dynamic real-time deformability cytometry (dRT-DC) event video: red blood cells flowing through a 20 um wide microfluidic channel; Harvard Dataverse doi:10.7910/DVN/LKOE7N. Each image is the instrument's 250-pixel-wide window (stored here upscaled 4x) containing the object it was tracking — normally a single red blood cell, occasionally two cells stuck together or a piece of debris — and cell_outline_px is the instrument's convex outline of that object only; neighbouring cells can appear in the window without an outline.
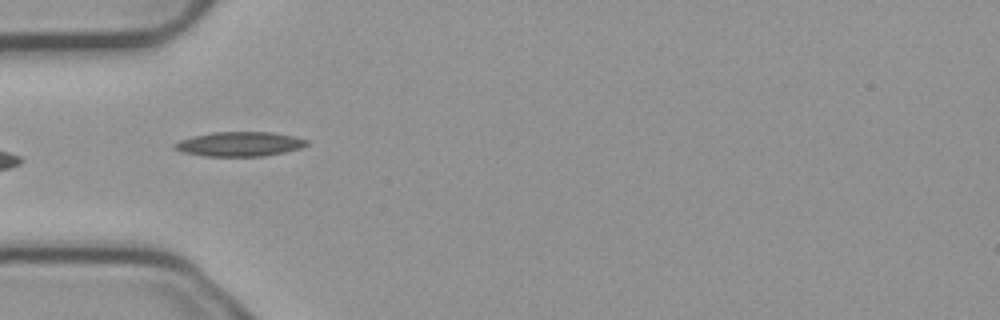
{"species": "common noctule bat (a hibernating species)", "species_latin": "Nyctalus noctula", "temperature_condition": "cold", "stored_images_in_passage": 7, "camera_frame_rate_fps": 3000, "um_per_image_px": 0.085, "animal": {"sex": "male", "body_mass_g": 23.1, "forearm_length_mm": 52.7}, "frame": {"image": 1, "passage_image": 5, "time_ms": 1.333, "image_size_px": [1000, 320], "cell_outline_px": [[308, 144], [300, 148], [284, 152], [264, 156], [204, 156], [180, 152], [172, 148], [172, 144], [180, 140], [192, 136], [212, 132], [272, 132], [292, 136], [308, 140]], "centroid_in_image_um": [20.3, 12.24], "position_along_channel_um": 64.7, "area_um2": 18.96}}
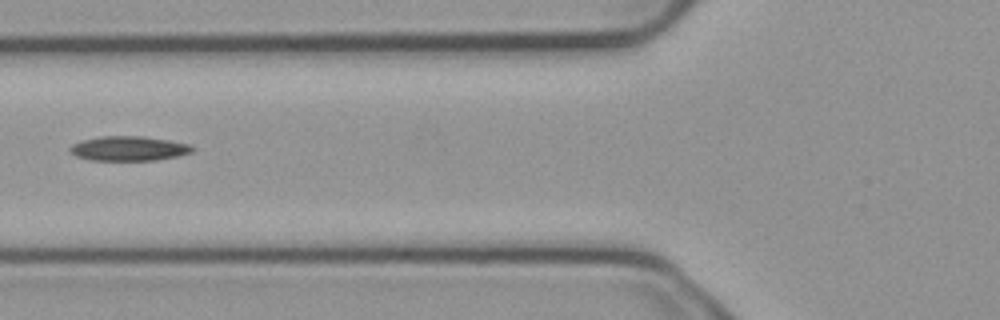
{"frame": {"image": 2, "passage_image": 6, "time_ms": 1.667, "image_size_px": [1000, 320], "cell_outline_px": [[196, 148], [192, 152], [176, 156], [156, 160], [92, 160], [76, 156], [68, 148], [72, 144], [84, 140], [100, 136], [144, 136], [192, 144]], "centroid_in_image_um": [10.99, 12.61], "position_along_channel_um": 114.8, "area_um2": 17.51}}
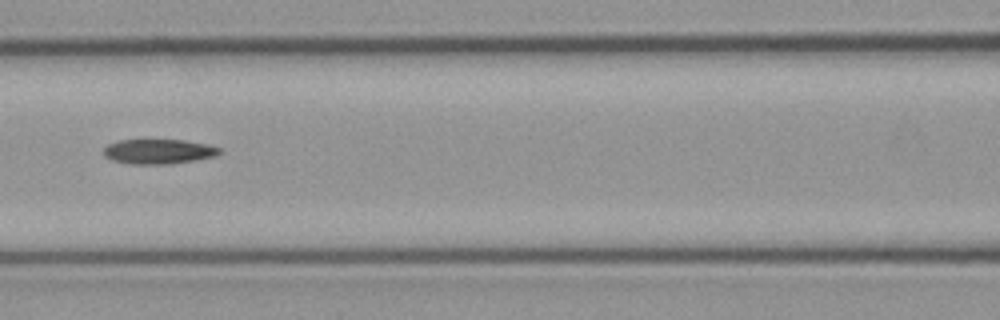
{"frame": {"image": 3, "passage_image": 7, "time_ms": 2.0, "image_size_px": [1000, 320], "cell_outline_px": [[220, 152], [212, 156], [196, 160], [168, 164], [132, 164], [112, 160], [104, 156], [104, 148], [108, 144], [120, 140], [184, 140], [208, 144], [220, 148]], "centroid_in_image_um": [13.45, 12.87], "position_along_channel_um": 153.1, "area_um2": 16.59}}